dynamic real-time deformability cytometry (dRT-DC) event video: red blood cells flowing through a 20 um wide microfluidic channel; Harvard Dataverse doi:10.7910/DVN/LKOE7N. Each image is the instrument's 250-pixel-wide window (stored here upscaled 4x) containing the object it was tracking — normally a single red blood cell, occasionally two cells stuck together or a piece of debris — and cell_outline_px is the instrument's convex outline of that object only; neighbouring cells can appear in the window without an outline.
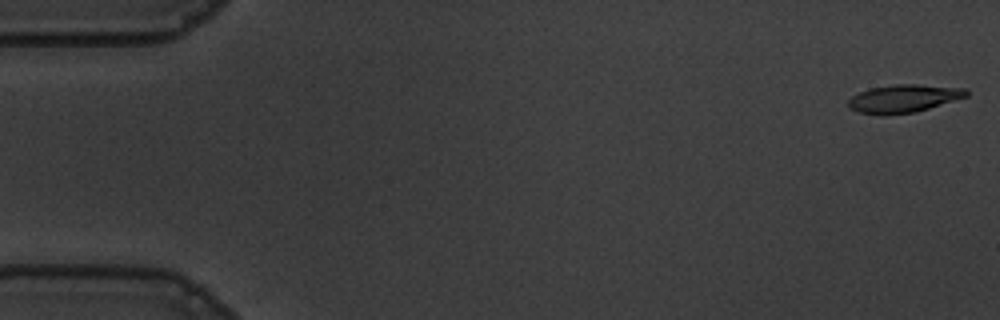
{"species": "common noctule bat (a hibernating species)", "species_latin": "Nyctalus noctula", "temperature_condition": "warm", "stored_images_in_passage": 55, "camera_frame_rate_fps": 3000, "um_per_image_px": 0.085, "animal": {"sex": "male", "body_mass_g": 19.5, "forearm_length_mm": 54.6}, "frame": {"image": 1, "passage_image": 1, "time_ms": 0.0, "image_size_px": [1000, 320], "cell_outline_px": [[968, 96], [916, 112], [884, 116], [860, 112], [848, 108], [848, 100], [852, 96], [868, 88], [892, 84], [916, 84], [968, 88]], "centroid_in_image_um": [76.8, 8.37], "position_along_channel_um": 8.2, "area_um2": 19.48}}
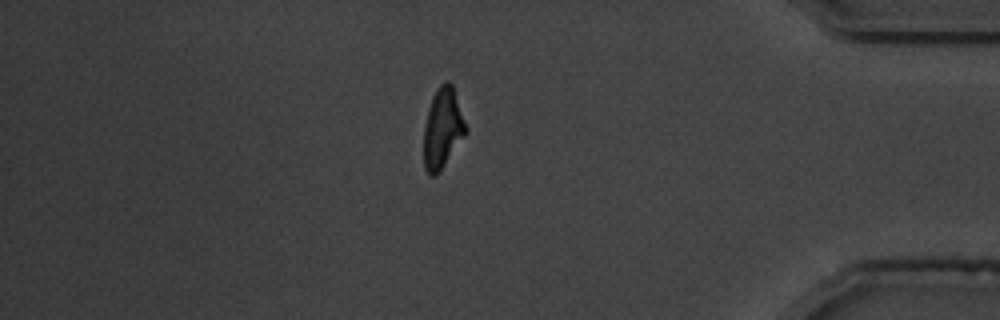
{"frame": {"image": 2, "passage_image": 47, "time_ms": 15.333, "image_size_px": [1000, 320], "cell_outline_px": [[468, 132], [440, 172], [436, 176], [428, 176], [424, 168], [424, 128], [428, 108], [432, 96], [436, 88], [444, 80], [448, 80], [452, 84], [468, 128]], "centroid_in_image_um": [37.63, 10.92], "position_along_channel_um": 397.6, "area_um2": 20.11}}
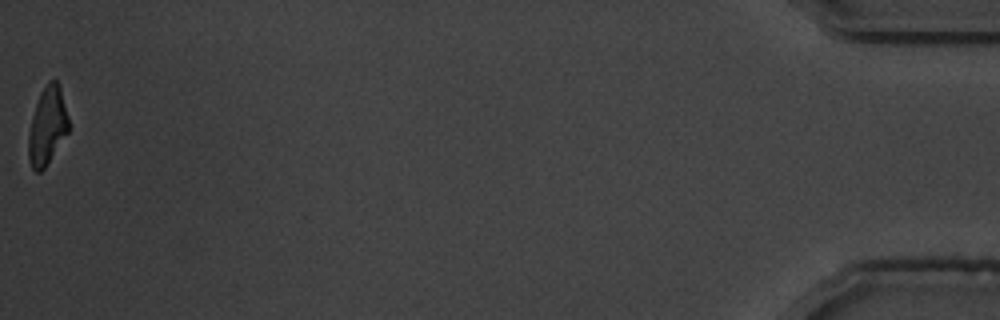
{"frame": {"image": 3, "passage_image": 55, "time_ms": 18.0, "image_size_px": [1000, 320], "cell_outline_px": [[68, 132], [44, 168], [40, 172], [36, 172], [32, 168], [28, 160], [28, 132], [32, 116], [40, 92], [48, 80], [56, 80], [60, 84], [68, 116]], "centroid_in_image_um": [4.01, 10.68], "position_along_channel_um": 431.2, "area_um2": 18.21}, "authors_computed_cell_mechanics": {"area_um2": 19.7098, "velocity_mm_per_s": 3.6636, "shape_relaxation_time_tau1_ms": 3.374, "shape_relaxation_time_tau2_ms": 4.3902, "deformation_change_tau1": 0.182, "deformation_change_tau2": 0.123}}